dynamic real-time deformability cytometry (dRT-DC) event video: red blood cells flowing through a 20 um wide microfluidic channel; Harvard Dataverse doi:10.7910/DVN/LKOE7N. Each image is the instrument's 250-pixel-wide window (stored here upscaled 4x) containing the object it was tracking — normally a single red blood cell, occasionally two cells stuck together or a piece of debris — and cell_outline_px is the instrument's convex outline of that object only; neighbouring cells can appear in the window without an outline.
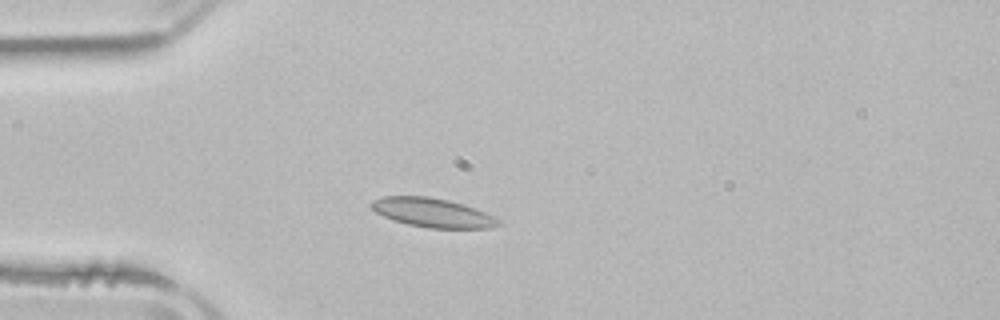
{"species": "common noctule bat (a hibernating species)", "species_latin": "Nyctalus noctula", "temperature_condition": "room temperature", "stored_images_in_passage": 2, "camera_frame_rate_fps": 3000, "um_per_image_px": 0.085, "animal": {"sex": "male", "body_mass_g": 21.5, "forearm_length_mm": 52.0}, "frame": {"image": 1, "passage_image": 2, "time_ms": 1.333, "image_size_px": [1000, 320], "cell_outline_px": [[500, 224], [492, 228], [428, 228], [408, 224], [392, 220], [376, 212], [368, 204], [372, 200], [384, 196], [428, 196], [448, 200], [464, 204], [484, 212], [500, 220]], "centroid_in_image_um": [36.74, 18.07], "position_along_channel_um": 48.3, "area_um2": 21.5}}